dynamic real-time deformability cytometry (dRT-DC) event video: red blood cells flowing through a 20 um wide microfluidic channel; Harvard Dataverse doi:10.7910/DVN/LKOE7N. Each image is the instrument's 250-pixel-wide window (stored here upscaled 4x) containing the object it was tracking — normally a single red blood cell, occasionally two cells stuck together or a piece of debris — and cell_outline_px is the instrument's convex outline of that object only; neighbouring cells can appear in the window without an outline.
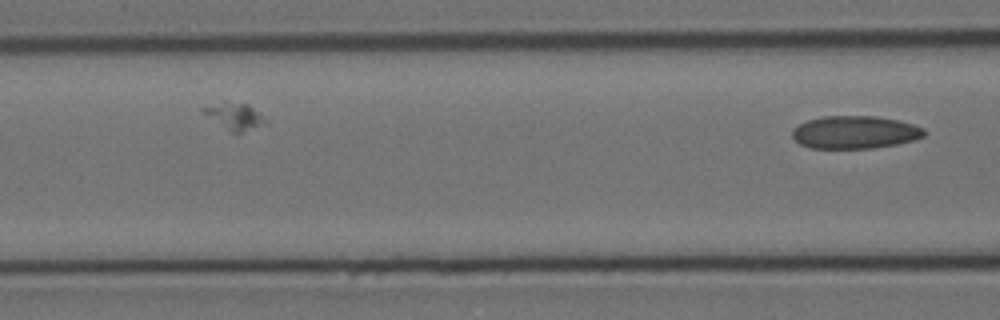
{"species": "Egyptian fruit bat (a non-hibernating species)", "species_latin": "Rousettus aegyptiacus", "temperature_condition": "cold", "stored_images_in_passage": 16, "segment_of_instrument_passage": [2, 2], "camera_frame_rate_fps": 3000, "um_per_image_px": 0.085, "animal": {"sex": "female"}, "frame": {"image": 1, "passage_image": 16, "time_ms": 5.0, "image_size_px": [1000, 320], "cell_outline_px": [[928, 132], [924, 136], [912, 140], [896, 144], [872, 148], [812, 148], [800, 144], [792, 136], [792, 132], [800, 124], [808, 120], [824, 116], [876, 116], [896, 120], [912, 124], [924, 128]], "centroid_in_image_um": [72.69, 11.24], "position_along_channel_um": 93.9, "area_um2": 24.97}}